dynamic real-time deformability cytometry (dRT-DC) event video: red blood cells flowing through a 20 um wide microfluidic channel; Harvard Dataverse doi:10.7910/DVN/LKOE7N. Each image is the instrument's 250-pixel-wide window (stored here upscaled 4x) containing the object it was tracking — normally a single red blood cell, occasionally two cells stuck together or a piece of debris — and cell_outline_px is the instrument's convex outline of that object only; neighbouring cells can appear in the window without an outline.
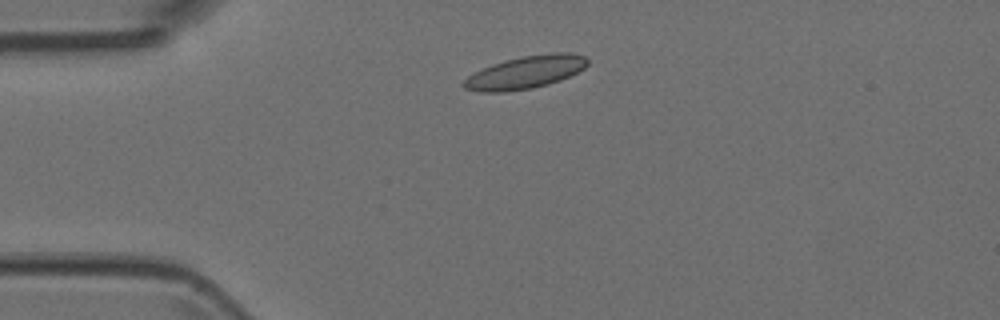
{"species": "Egyptian fruit bat (a non-hibernating species)", "species_latin": "Rousettus aegyptiacus", "temperature_condition": "room temperature", "stored_images_in_passage": 2, "camera_frame_rate_fps": 3000, "um_per_image_px": 0.085, "animal": {"sex": "female"}, "frame": {"image": 1, "passage_image": 1, "time_ms": 0.0, "image_size_px": [1000, 320], "cell_outline_px": [[588, 64], [584, 68], [560, 80], [548, 84], [532, 88], [504, 92], [480, 92], [464, 88], [460, 84], [468, 76], [492, 64], [504, 60], [520, 56], [552, 52], [568, 52], [584, 56], [588, 60]], "centroid_in_image_um": [44.65, 6.14], "position_along_channel_um": 40.4, "area_um2": 23.58}}